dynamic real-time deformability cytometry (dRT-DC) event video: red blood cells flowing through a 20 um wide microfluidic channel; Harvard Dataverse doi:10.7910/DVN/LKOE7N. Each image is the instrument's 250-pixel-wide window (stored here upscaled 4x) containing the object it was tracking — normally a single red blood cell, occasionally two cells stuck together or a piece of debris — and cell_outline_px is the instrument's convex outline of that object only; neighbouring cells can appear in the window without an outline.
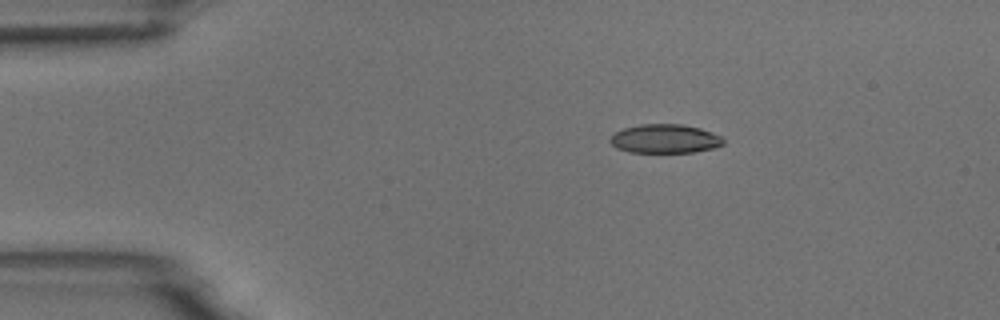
{"species": "common noctule bat (a hibernating species)", "species_latin": "Nyctalus noctula", "temperature_condition": "room temperature", "stored_images_in_passage": 4, "camera_frame_rate_fps": 3000, "um_per_image_px": 0.085, "animal": {"sex": "male", "body_mass_g": 18.8}, "frame": {"image": 1, "passage_image": 2, "time_ms": 1.333, "image_size_px": [1000, 320], "cell_outline_px": [[724, 144], [716, 148], [692, 152], [628, 152], [616, 148], [608, 140], [616, 132], [624, 128], [640, 124], [684, 124], [700, 128], [712, 132], [720, 136], [724, 140]], "centroid_in_image_um": [56.53, 11.79], "position_along_channel_um": 28.5, "area_um2": 19.13}}
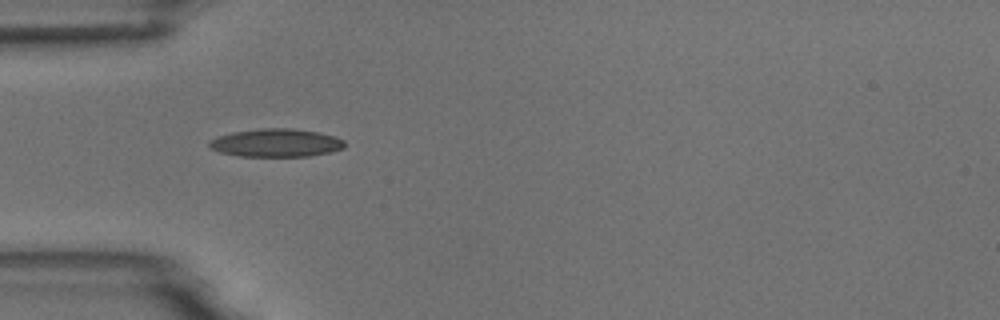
{"frame": {"image": 2, "passage_image": 4, "time_ms": 3.667, "image_size_px": [1000, 320], "cell_outline_px": [[344, 148], [332, 152], [308, 156], [240, 156], [220, 152], [212, 148], [208, 144], [208, 140], [216, 136], [232, 132], [260, 128], [292, 128], [320, 132], [336, 136], [344, 140]], "centroid_in_image_um": [23.48, 12.13], "position_along_channel_um": 61.5, "area_um2": 22.37}}